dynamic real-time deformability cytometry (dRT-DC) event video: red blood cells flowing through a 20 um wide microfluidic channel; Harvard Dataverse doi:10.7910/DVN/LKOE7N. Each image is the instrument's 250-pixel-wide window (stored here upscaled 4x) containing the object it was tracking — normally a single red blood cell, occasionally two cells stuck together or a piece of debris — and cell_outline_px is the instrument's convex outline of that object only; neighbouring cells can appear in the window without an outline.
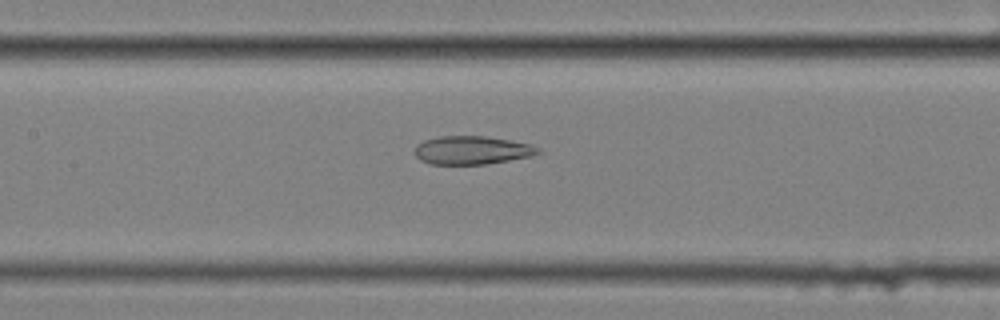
{"species": "common noctule bat (a hibernating species)", "species_latin": "Nyctalus noctula", "temperature_condition": "cold", "stored_images_in_passage": 57, "camera_frame_rate_fps": 3000, "um_per_image_px": 0.085, "animal": {"sex": "female", "body_mass_g": 25.1}, "frame": {"image": 1, "passage_image": 27, "time_ms": 8.667, "image_size_px": [1000, 320], "cell_outline_px": [[540, 152], [532, 156], [484, 164], [432, 164], [420, 160], [416, 156], [416, 144], [424, 140], [440, 136], [488, 136], [532, 144], [540, 148]], "centroid_in_image_um": [40.13, 12.76], "position_along_channel_um": 167.3, "area_um2": 20.35}}
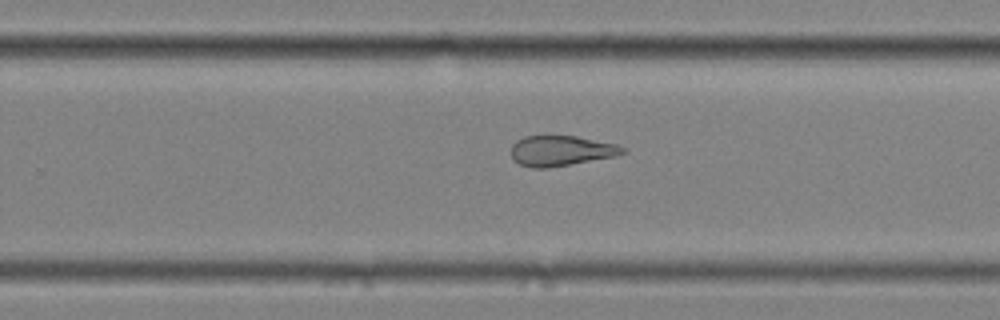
{"frame": {"image": 2, "passage_image": 37, "time_ms": 12.0, "image_size_px": [1000, 320], "cell_outline_px": [[628, 152], [616, 156], [548, 168], [532, 168], [520, 164], [512, 160], [512, 144], [516, 140], [524, 136], [576, 136], [616, 144], [628, 148]], "centroid_in_image_um": [47.71, 12.82], "position_along_channel_um": 282.1, "area_um2": 19.83}}
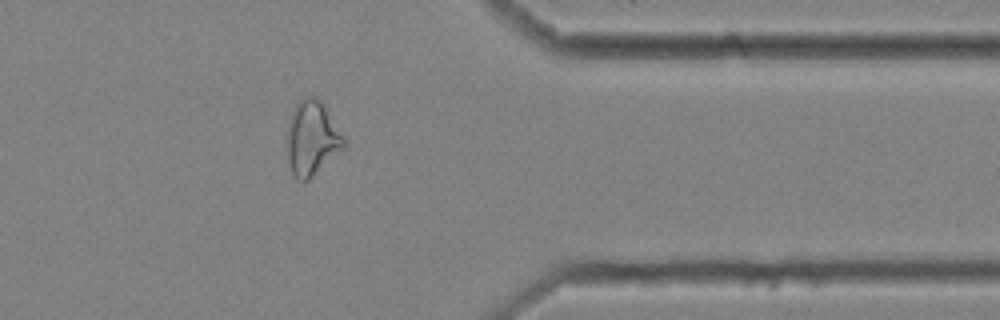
{"frame": {"image": 3, "passage_image": 47, "time_ms": 15.333, "image_size_px": [1000, 320], "cell_outline_px": [[348, 144], [344, 148], [308, 180], [296, 180], [292, 172], [288, 160], [284, 136], [292, 112], [296, 104], [304, 96], [316, 96], [324, 104]], "centroid_in_image_um": [26.49, 11.74], "position_along_channel_um": 384.9, "area_um2": 24.97}}